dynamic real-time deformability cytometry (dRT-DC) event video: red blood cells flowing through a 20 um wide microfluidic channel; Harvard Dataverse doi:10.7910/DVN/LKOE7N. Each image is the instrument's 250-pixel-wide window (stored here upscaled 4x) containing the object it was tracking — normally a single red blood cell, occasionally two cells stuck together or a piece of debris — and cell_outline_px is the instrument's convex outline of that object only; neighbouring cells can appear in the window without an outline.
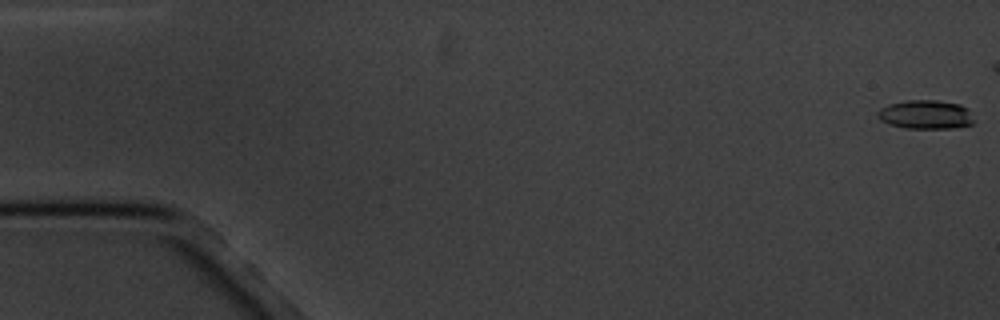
{"species": "common noctule bat (a hibernating species)", "species_latin": "Nyctalus noctula", "temperature_condition": "cold", "stored_images_in_passage": 7, "camera_frame_rate_fps": 3000, "um_per_image_px": 0.085, "animal": {"sex": "male", "body_mass_g": 20.1, "forearm_length_mm": 53.5}, "frame": {"image": 1, "passage_image": 1, "time_ms": 0.0, "image_size_px": [1000, 320], "cell_outline_px": [[976, 120], [972, 124], [952, 128], [904, 128], [880, 120], [876, 116], [876, 112], [880, 108], [888, 104], [908, 100], [936, 100], [960, 104], [968, 108]], "centroid_in_image_um": [78.7, 9.73], "position_along_channel_um": 6.3, "area_um2": 16.36}}
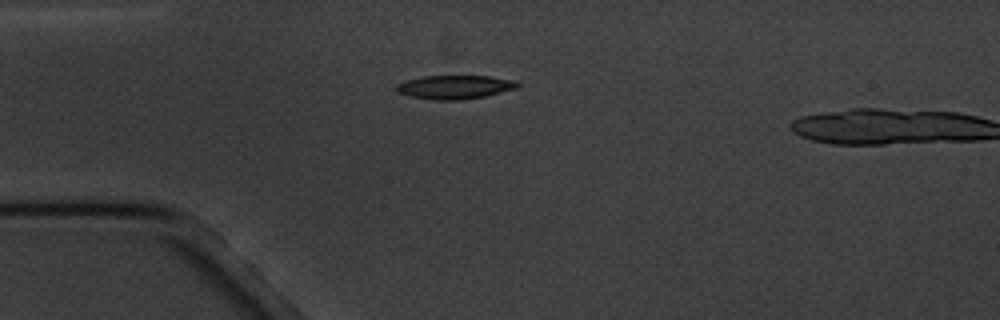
{"frame": {"image": 2, "passage_image": 6, "time_ms": 6.667, "image_size_px": [1000, 320], "cell_outline_px": [[520, 84], [516, 88], [484, 96], [460, 100], [432, 100], [408, 96], [396, 92], [392, 88], [396, 84], [408, 80], [424, 76], [488, 76], [516, 80]], "centroid_in_image_um": [38.59, 7.4], "position_along_channel_um": 46.4, "area_um2": 16.82}}